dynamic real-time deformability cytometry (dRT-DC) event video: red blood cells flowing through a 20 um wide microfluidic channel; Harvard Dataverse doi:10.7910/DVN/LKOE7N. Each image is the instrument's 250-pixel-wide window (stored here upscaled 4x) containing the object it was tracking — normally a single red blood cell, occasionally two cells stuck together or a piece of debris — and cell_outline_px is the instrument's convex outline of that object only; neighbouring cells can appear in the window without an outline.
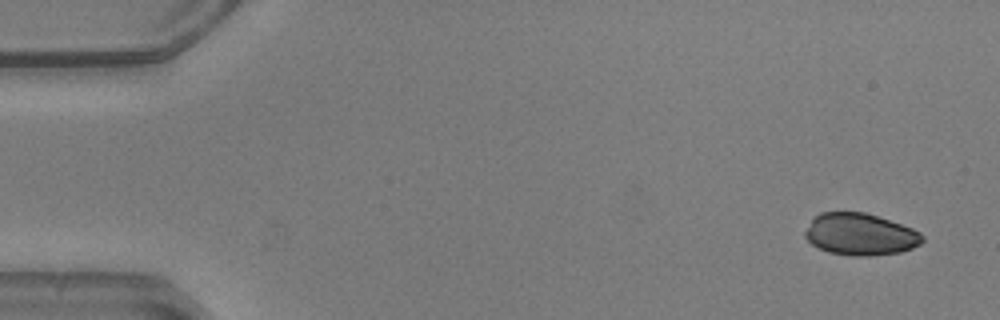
{"species": "common noctule bat (a hibernating species)", "species_latin": "Nyctalus noctula", "temperature_condition": "warm", "stored_images_in_passage": 50, "camera_frame_rate_fps": 3000, "um_per_image_px": 0.085, "animal": {"sex": "male", "body_mass_g": 20.5, "forearm_length_mm": 52.5}, "frame": {"image": 1, "passage_image": 1, "time_ms": 0.0, "image_size_px": [1000, 320], "cell_outline_px": [[924, 240], [920, 244], [912, 248], [900, 252], [868, 256], [852, 256], [828, 252], [812, 244], [804, 236], [804, 232], [812, 220], [820, 212], [864, 212], [912, 228], [920, 232], [924, 236]], "centroid_in_image_um": [73.12, 19.92], "position_along_channel_um": 11.9, "area_um2": 28.5}}
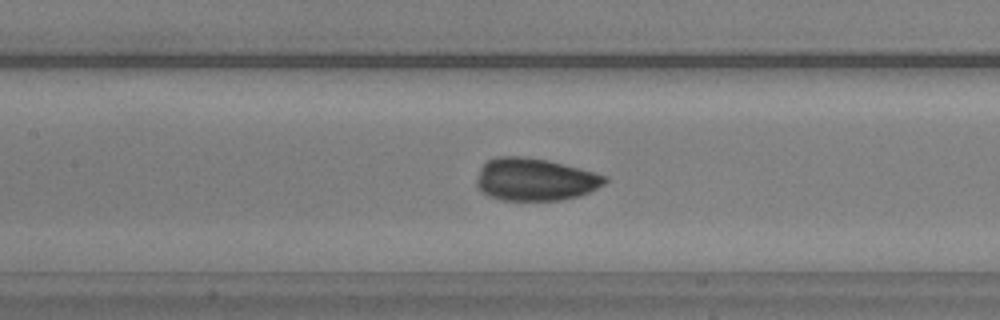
{"frame": {"image": 2, "passage_image": 22, "time_ms": 7.0, "image_size_px": [1000, 320], "cell_outline_px": [[608, 180], [604, 184], [580, 196], [560, 200], [500, 200], [488, 196], [476, 188], [476, 180], [480, 168], [488, 160], [496, 156], [520, 156], [548, 160], [580, 168], [608, 176]], "centroid_in_image_um": [45.45, 15.25], "position_along_channel_um": 161.9, "area_um2": 31.96}}
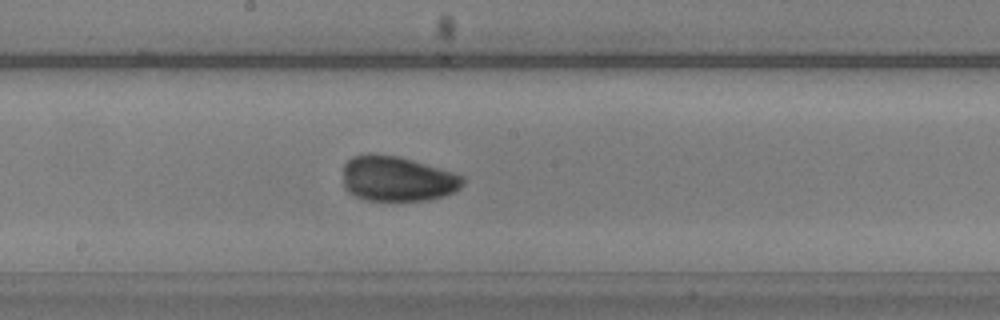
{"frame": {"image": 3, "passage_image": 26, "time_ms": 8.333, "image_size_px": [1000, 320], "cell_outline_px": [[464, 184], [460, 188], [444, 196], [428, 200], [368, 200], [356, 196], [348, 192], [344, 188], [344, 164], [352, 156], [368, 152], [400, 156], [452, 172], [464, 176]], "centroid_in_image_um": [33.75, 15.17], "position_along_channel_um": 214.4, "area_um2": 31.67}}